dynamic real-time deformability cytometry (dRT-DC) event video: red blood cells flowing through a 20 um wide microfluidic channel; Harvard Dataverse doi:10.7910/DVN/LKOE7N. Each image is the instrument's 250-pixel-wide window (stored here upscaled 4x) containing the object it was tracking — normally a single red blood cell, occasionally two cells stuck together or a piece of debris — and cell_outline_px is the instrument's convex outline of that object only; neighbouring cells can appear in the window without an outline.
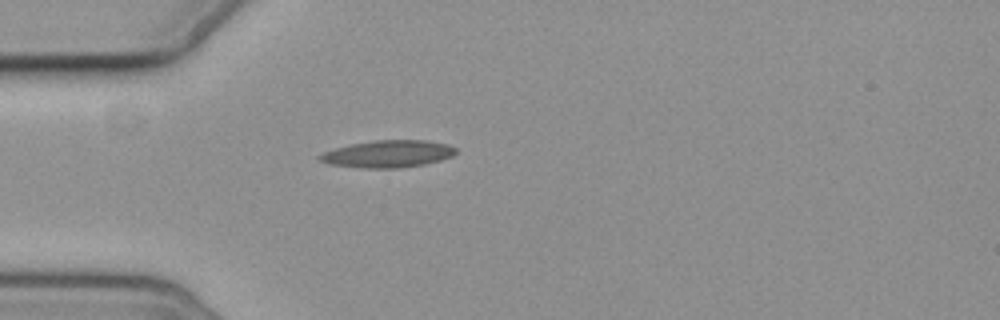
{"species": "common noctule bat (a hibernating species)", "species_latin": "Nyctalus noctula", "temperature_condition": "cold", "stored_images_in_passage": 3, "camera_frame_rate_fps": 3000, "um_per_image_px": 0.085, "animal": {"sex": "female", "body_mass_g": 19.3, "forearm_length_mm": 54.1}, "frame": {"image": 1, "passage_image": 2, "time_ms": 1.0, "image_size_px": [1000, 320], "cell_outline_px": [[456, 152], [452, 156], [440, 160], [424, 164], [400, 168], [364, 168], [328, 164], [320, 160], [316, 156], [324, 152], [336, 148], [352, 144], [376, 140], [424, 140], [448, 144], [456, 148]], "centroid_in_image_um": [32.98, 13.08], "position_along_channel_um": 52.0, "area_um2": 21.44}}